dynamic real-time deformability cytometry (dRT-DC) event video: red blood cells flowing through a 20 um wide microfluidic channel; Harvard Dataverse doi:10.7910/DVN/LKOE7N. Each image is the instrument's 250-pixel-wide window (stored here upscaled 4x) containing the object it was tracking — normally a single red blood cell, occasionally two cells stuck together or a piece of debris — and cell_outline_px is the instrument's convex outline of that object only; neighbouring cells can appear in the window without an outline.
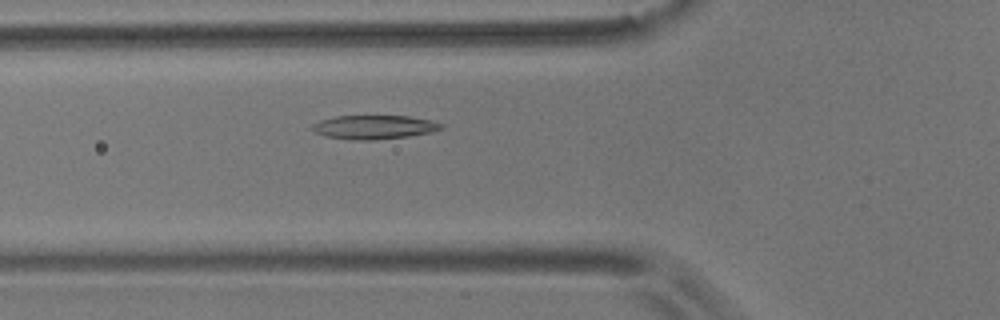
{"species": "common noctule bat (a hibernating species)", "species_latin": "Nyctalus noctula", "temperature_condition": "room temperature", "stored_images_in_passage": 38, "camera_frame_rate_fps": 3000, "um_per_image_px": 0.085, "animal": {"sex": "male", "body_mass_g": 17.9}, "frame": {"image": 1, "passage_image": 3, "time_ms": 0.667, "image_size_px": [1000, 320], "cell_outline_px": [[444, 128], [428, 132], [408, 136], [372, 140], [352, 140], [324, 136], [316, 132], [312, 128], [312, 124], [320, 120], [336, 116], [408, 116], [428, 120], [444, 124]], "centroid_in_image_um": [31.77, 10.8], "position_along_channel_um": 94.0, "area_um2": 17.74}}
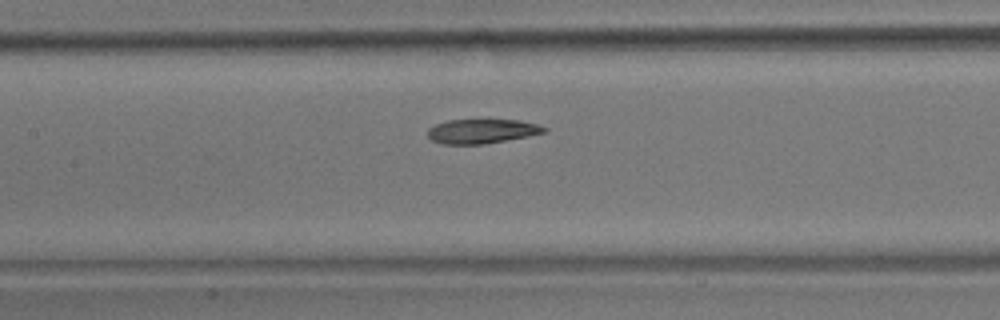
{"frame": {"image": 2, "passage_image": 9, "time_ms": 2.667, "image_size_px": [1000, 320], "cell_outline_px": [[548, 128], [544, 132], [528, 136], [484, 144], [440, 144], [432, 140], [428, 136], [428, 128], [436, 124], [448, 120], [480, 116], [520, 120], [536, 124]], "centroid_in_image_um": [40.94, 11.09], "position_along_channel_um": 166.5, "area_um2": 17.46}}
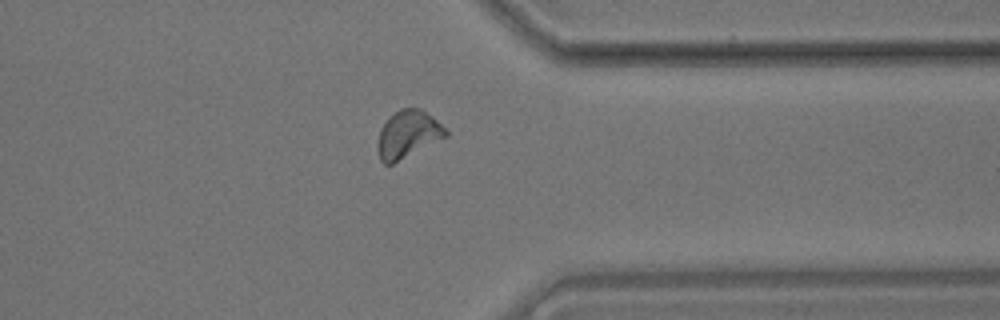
{"frame": {"image": 3, "passage_image": 27, "time_ms": 8.667, "image_size_px": [1000, 320], "cell_outline_px": [[448, 136], [392, 164], [384, 164], [380, 160], [376, 148], [376, 144], [380, 128], [400, 108], [420, 108], [432, 116], [448, 132]], "centroid_in_image_um": [34.65, 11.44], "position_along_channel_um": 376.8, "area_um2": 18.67}}